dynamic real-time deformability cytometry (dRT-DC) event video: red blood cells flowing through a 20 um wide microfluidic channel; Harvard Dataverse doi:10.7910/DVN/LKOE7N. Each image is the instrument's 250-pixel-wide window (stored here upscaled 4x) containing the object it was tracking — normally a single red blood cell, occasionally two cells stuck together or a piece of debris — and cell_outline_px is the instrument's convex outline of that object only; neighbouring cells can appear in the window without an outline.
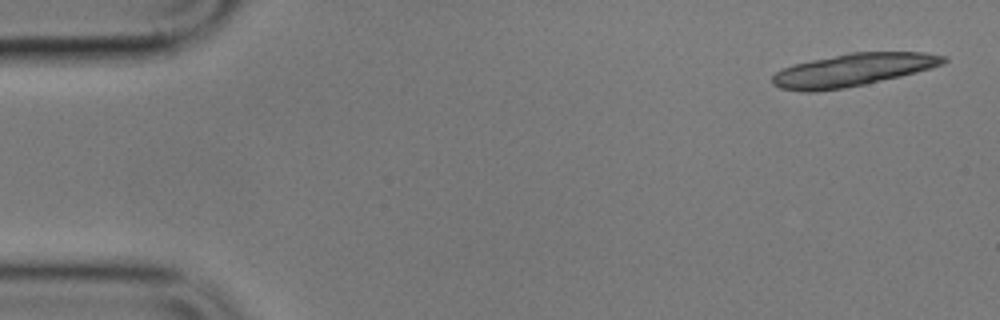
{"species": "common noctule bat (a hibernating species)", "species_latin": "Nyctalus noctula", "temperature_condition": "cold", "stored_images_in_passage": 5, "camera_frame_rate_fps": 3000, "um_per_image_px": 0.085, "animal": {"sex": "male", "body_mass_g": 17.9}, "frame": {"image": 1, "passage_image": 1, "time_ms": 0.0, "image_size_px": [1000, 320], "cell_outline_px": [[948, 60], [944, 64], [932, 68], [900, 76], [864, 84], [844, 88], [816, 92], [804, 92], [780, 88], [772, 84], [772, 76], [776, 72], [792, 64], [852, 52], [924, 52], [948, 56]], "centroid_in_image_um": [72.51, 5.94], "position_along_channel_um": 12.5, "area_um2": 32.6}}
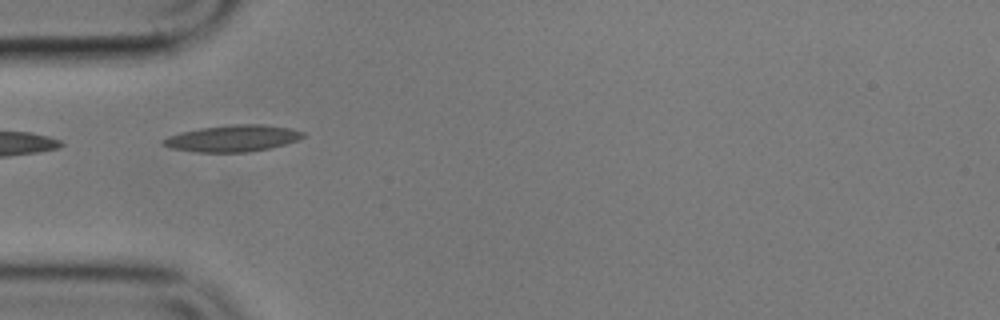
{"frame": {"image": 2, "passage_image": 5, "time_ms": 5.0, "image_size_px": [1000, 320], "cell_outline_px": [[304, 136], [300, 140], [268, 148], [248, 152], [200, 152], [172, 148], [160, 144], [160, 140], [168, 136], [180, 132], [200, 128], [232, 124], [264, 124], [292, 128], [304, 132]], "centroid_in_image_um": [19.78, 11.75], "position_along_channel_um": 65.2, "area_um2": 21.73}}